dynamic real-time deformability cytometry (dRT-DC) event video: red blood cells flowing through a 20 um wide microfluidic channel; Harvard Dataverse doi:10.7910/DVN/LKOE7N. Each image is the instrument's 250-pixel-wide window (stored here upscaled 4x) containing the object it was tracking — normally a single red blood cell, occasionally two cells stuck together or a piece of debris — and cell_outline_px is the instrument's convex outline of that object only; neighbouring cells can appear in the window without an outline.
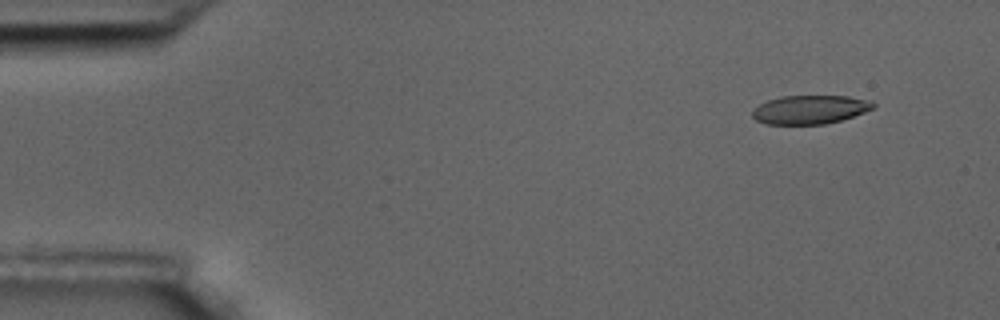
{"species": "common noctule bat (a hibernating species)", "species_latin": "Nyctalus noctula", "temperature_condition": "room temperature", "stored_images_in_passage": 11, "camera_frame_rate_fps": 3000, "um_per_image_px": 0.085, "animal": {"sex": "male", "body_mass_g": 17.5, "forearm_length_mm": 52.3}, "frame": {"image": 1, "passage_image": 2, "time_ms": 0.333, "image_size_px": [1000, 320], "cell_outline_px": [[876, 104], [872, 108], [864, 112], [840, 120], [824, 124], [768, 124], [756, 120], [752, 116], [752, 112], [760, 104], [768, 100], [780, 96], [848, 96], [872, 100]], "centroid_in_image_um": [68.86, 9.3], "position_along_channel_um": 16.1, "area_um2": 20.06}}
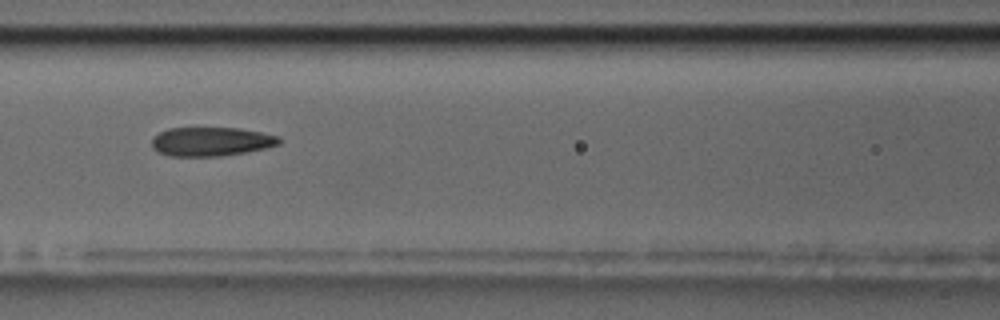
{"frame": {"image": 2, "passage_image": 7, "time_ms": 2.0, "image_size_px": [1000, 320], "cell_outline_px": [[280, 144], [264, 148], [244, 152], [220, 156], [172, 156], [160, 152], [152, 148], [152, 136], [168, 128], [240, 128], [280, 136]], "centroid_in_image_um": [17.93, 12.02], "position_along_channel_um": 148.7, "area_um2": 21.39}}
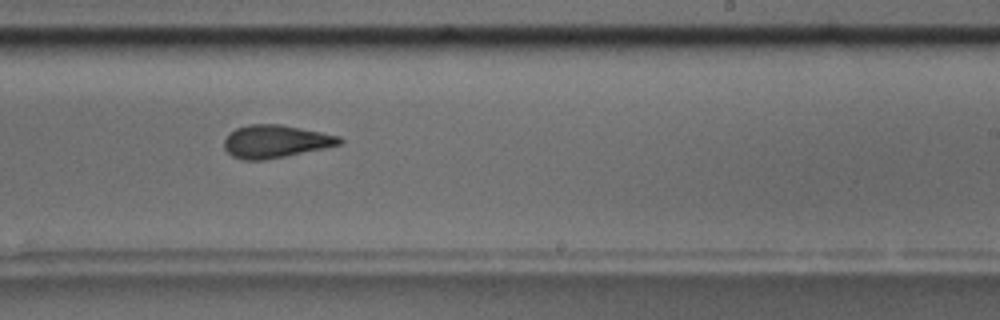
{"frame": {"image": 3, "passage_image": 10, "time_ms": 3.0, "image_size_px": [1000, 320], "cell_outline_px": [[344, 140], [340, 144], [324, 148], [264, 160], [244, 160], [232, 156], [224, 148], [224, 140], [228, 132], [236, 128], [248, 124], [280, 124], [340, 136]], "centroid_in_image_um": [23.38, 12.01], "position_along_channel_um": 265.6, "area_um2": 21.96}}